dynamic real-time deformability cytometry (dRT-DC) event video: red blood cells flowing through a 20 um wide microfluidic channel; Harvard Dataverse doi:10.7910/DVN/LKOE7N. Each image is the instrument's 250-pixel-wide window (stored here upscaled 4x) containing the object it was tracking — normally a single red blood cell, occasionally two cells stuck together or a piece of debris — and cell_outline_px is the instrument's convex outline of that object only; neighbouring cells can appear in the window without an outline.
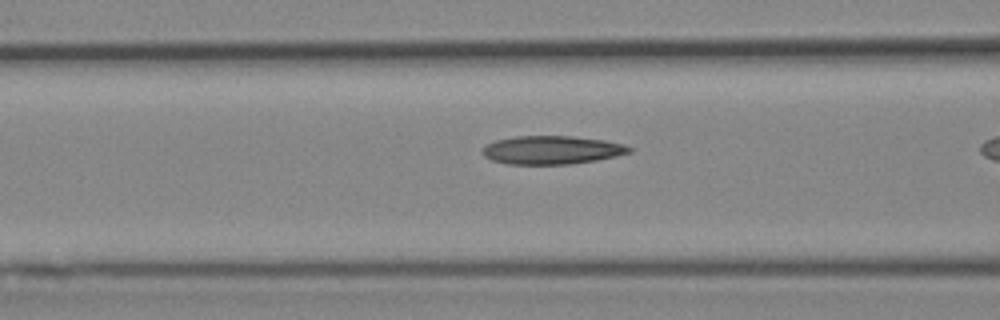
{"species": "Egyptian fruit bat (a non-hibernating species)", "species_latin": "Rousettus aegyptiacus", "temperature_condition": "cold", "stored_images_in_passage": 6, "camera_frame_rate_fps": 3000, "um_per_image_px": 0.085, "animal": {"sex": "female"}, "frame": {"image": 1, "passage_image": 5, "time_ms": 1.333, "image_size_px": [1000, 320], "cell_outline_px": [[632, 152], [616, 156], [596, 160], [568, 164], [504, 164], [492, 160], [484, 156], [480, 152], [484, 144], [496, 140], [516, 136], [572, 136], [604, 140], [624, 144], [632, 148]], "centroid_in_image_um": [46.86, 12.75], "position_along_channel_um": 119.7, "area_um2": 24.45}}